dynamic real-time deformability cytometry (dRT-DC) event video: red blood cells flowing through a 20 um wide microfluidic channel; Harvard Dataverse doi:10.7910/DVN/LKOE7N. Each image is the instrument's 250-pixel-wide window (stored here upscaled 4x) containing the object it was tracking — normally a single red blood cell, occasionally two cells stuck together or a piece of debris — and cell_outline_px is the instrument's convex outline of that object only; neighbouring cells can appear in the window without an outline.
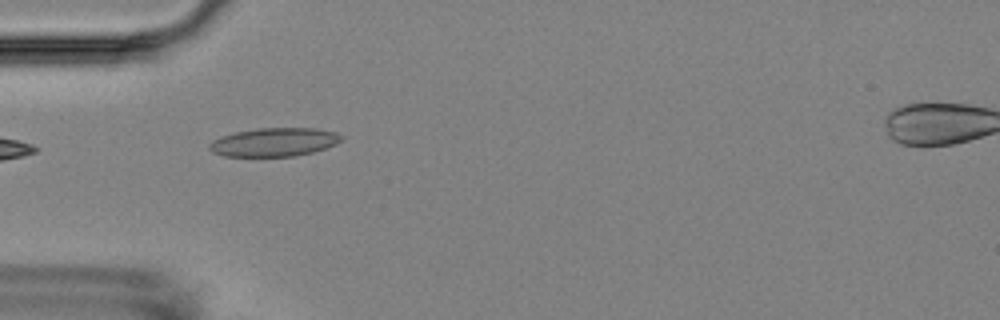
{"species": "Egyptian fruit bat (a non-hibernating species)", "species_latin": "Rousettus aegyptiacus", "temperature_condition": "room temperature", "stored_images_in_passage": 6, "camera_frame_rate_fps": 3000, "um_per_image_px": 0.085, "animal": {"sex": "female"}, "frame": {"image": 1, "passage_image": 1, "time_ms": 0.0, "image_size_px": [1000, 320], "cell_outline_px": [[344, 140], [336, 144], [312, 152], [296, 156], [224, 156], [212, 152], [208, 148], [208, 144], [212, 140], [220, 136], [236, 132], [256, 128], [316, 128], [336, 132], [344, 136]], "centroid_in_image_um": [23.31, 12.07], "position_along_channel_um": 61.7, "area_um2": 22.14}}
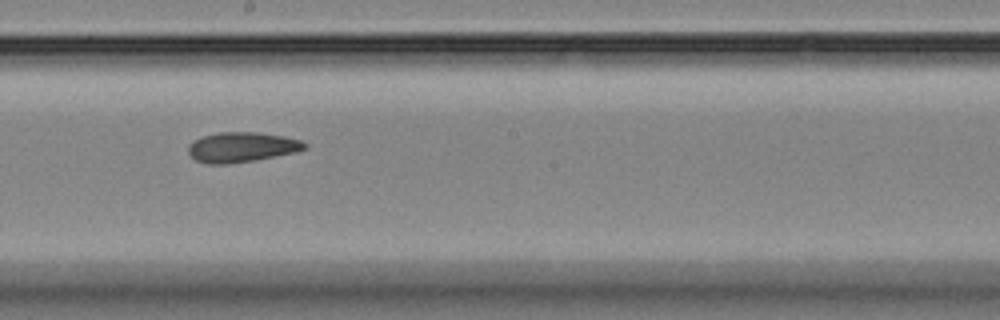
{"frame": {"image": 2, "passage_image": 5, "time_ms": 4.667, "image_size_px": [1000, 320], "cell_outline_px": [[308, 148], [296, 152], [252, 160], [228, 164], [208, 164], [196, 160], [188, 152], [188, 144], [192, 140], [204, 136], [220, 132], [260, 132], [284, 136], [300, 140], [308, 144]], "centroid_in_image_um": [20.55, 12.5], "position_along_channel_um": 227.6, "area_um2": 20.35}}
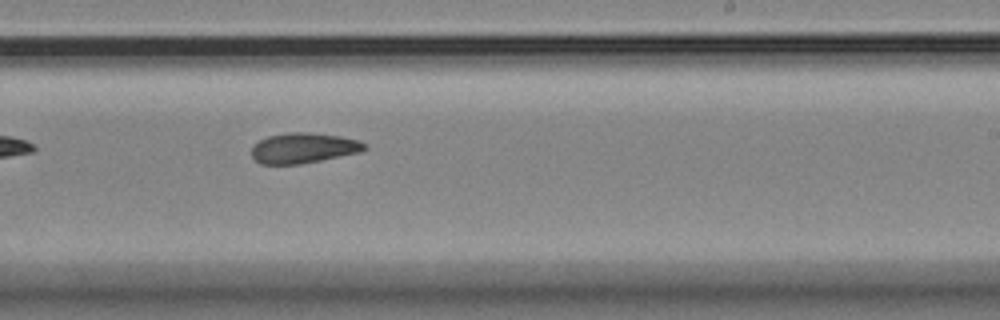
{"frame": {"image": 3, "passage_image": 6, "time_ms": 5.667, "image_size_px": [1000, 320], "cell_outline_px": [[368, 148], [360, 152], [300, 164], [260, 164], [252, 156], [252, 144], [268, 136], [288, 132], [308, 132], [340, 136], [360, 140], [368, 144]], "centroid_in_image_um": [25.81, 12.57], "position_along_channel_um": 263.2, "area_um2": 20.06}}